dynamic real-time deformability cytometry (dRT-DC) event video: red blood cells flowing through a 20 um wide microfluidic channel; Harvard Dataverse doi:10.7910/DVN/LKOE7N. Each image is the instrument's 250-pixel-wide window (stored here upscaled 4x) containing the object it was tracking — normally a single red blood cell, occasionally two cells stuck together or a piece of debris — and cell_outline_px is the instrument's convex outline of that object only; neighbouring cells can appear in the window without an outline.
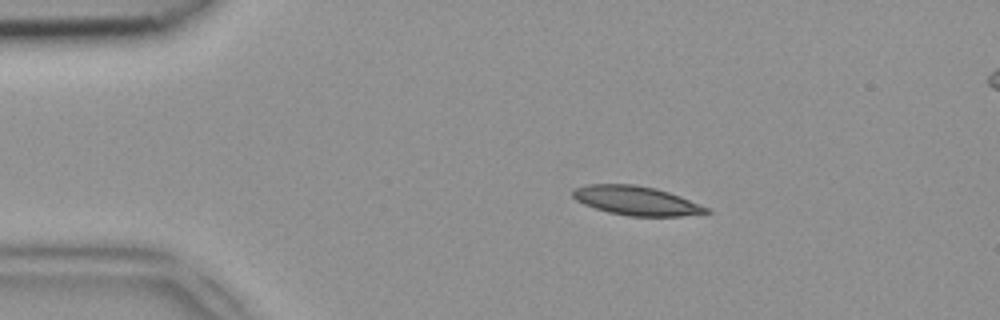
{"species": "common noctule bat (a hibernating species)", "species_latin": "Nyctalus noctula", "temperature_condition": "room temperature", "stored_images_in_passage": 40, "camera_frame_rate_fps": 3000, "um_per_image_px": 0.085, "animal": {"sex": "female", "body_mass_g": 18.4}, "frame": {"image": 1, "passage_image": 1, "time_ms": 0.0, "image_size_px": [1000, 320], "cell_outline_px": [[712, 212], [680, 216], [632, 216], [608, 212], [584, 204], [576, 200], [572, 196], [572, 188], [588, 184], [632, 184], [656, 188], [680, 196], [708, 208]], "centroid_in_image_um": [54.05, 17.05], "position_along_channel_um": 31.0, "area_um2": 22.48}}
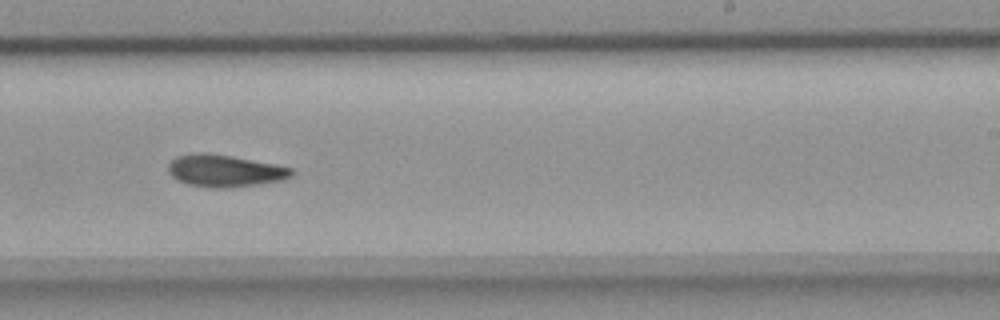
{"frame": {"image": 2, "passage_image": 22, "time_ms": 7.0, "image_size_px": [1000, 320], "cell_outline_px": [[296, 172], [292, 176], [284, 180], [228, 188], [208, 188], [188, 184], [176, 180], [168, 172], [168, 164], [176, 156], [192, 152], [208, 152], [232, 156], [276, 164], [292, 168]], "centroid_in_image_um": [19.1, 14.51], "position_along_channel_um": 269.9, "area_um2": 23.47}}
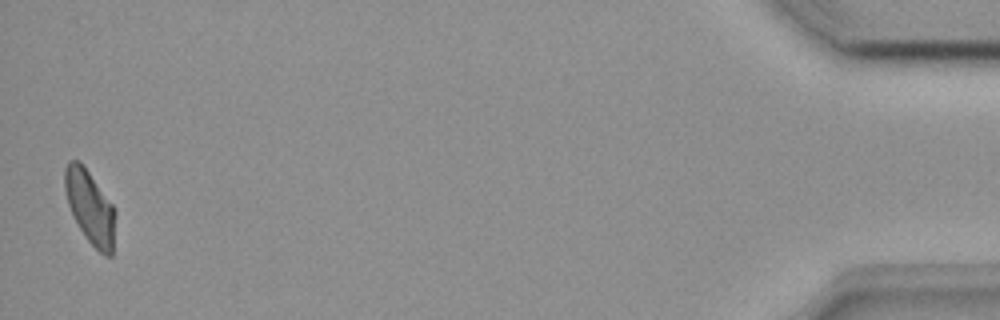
{"frame": {"image": 3, "passage_image": 40, "time_ms": 13.0, "image_size_px": [1000, 320], "cell_outline_px": [[116, 212], [112, 256], [104, 256], [88, 240], [80, 228], [68, 204], [64, 188], [64, 168], [68, 160], [80, 160], [112, 204]], "centroid_in_image_um": [7.65, 17.58], "position_along_channel_um": 427.5, "area_um2": 21.44}}